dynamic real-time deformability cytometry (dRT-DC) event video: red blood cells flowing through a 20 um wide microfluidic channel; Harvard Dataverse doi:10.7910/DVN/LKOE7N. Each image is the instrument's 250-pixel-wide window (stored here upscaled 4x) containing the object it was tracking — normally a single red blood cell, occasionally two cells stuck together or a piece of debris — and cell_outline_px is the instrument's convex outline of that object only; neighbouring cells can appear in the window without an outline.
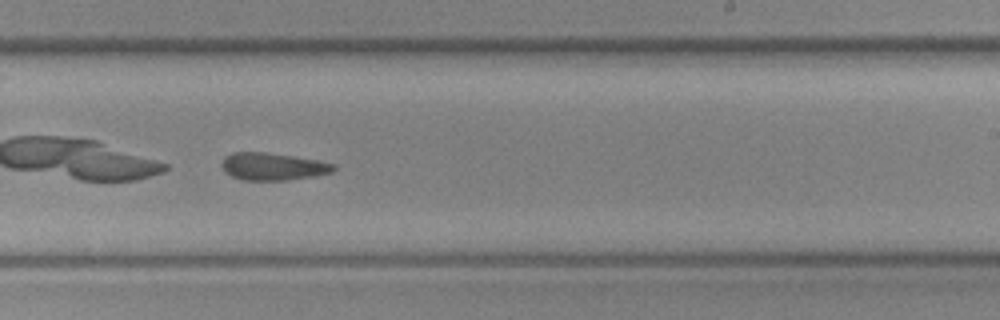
{"species": "common noctule bat (a hibernating species)", "species_latin": "Nyctalus noctula", "temperature_condition": "cold", "stored_images_in_passage": 41, "camera_frame_rate_fps": 3000, "um_per_image_px": 0.085, "animal": {"sex": "female", "body_mass_g": 19.3, "forearm_length_mm": 54.1}, "frame": {"image": 1, "passage_image": 24, "time_ms": 7.667, "image_size_px": [1000, 320], "cell_outline_px": [[336, 168], [332, 172], [316, 176], [288, 180], [244, 180], [232, 176], [224, 172], [220, 164], [224, 156], [232, 152], [264, 152], [292, 156], [316, 160], [336, 164]], "centroid_in_image_um": [23.17, 14.15], "position_along_channel_um": 265.8, "area_um2": 17.98}}